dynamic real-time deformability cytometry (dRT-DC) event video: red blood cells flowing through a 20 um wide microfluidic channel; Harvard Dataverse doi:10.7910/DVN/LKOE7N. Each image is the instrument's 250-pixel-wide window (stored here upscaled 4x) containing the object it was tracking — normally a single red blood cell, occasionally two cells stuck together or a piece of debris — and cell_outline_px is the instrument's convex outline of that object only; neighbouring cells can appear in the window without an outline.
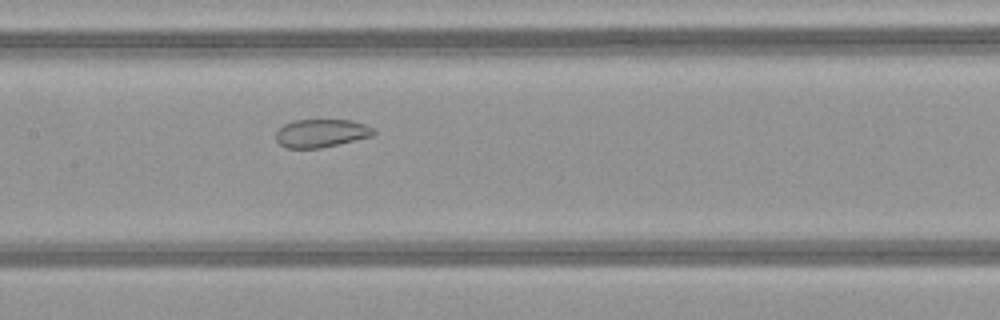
{"species": "common noctule bat (a hibernating species)", "species_latin": "Nyctalus noctula", "temperature_condition": "warm", "stored_images_in_passage": 50, "camera_frame_rate_fps": 3000, "um_per_image_px": 0.085, "animal": {"sex": "female", "body_mass_g": 21.9}, "frame": {"image": 1, "passage_image": 25, "time_ms": 8.0, "image_size_px": [1000, 320], "cell_outline_px": [[376, 132], [372, 136], [320, 148], [284, 148], [276, 140], [276, 132], [284, 124], [296, 120], [352, 120], [364, 124], [372, 128]], "centroid_in_image_um": [27.28, 11.32], "position_along_channel_um": 180.1, "area_um2": 15.9}}
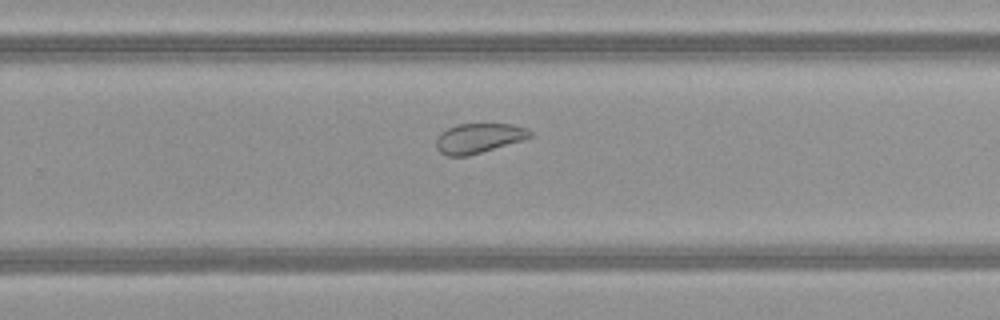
{"frame": {"image": 2, "passage_image": 33, "time_ms": 10.667, "image_size_px": [1000, 320], "cell_outline_px": [[532, 136], [524, 140], [468, 156], [448, 156], [440, 152], [436, 148], [436, 140], [440, 132], [456, 124], [512, 124], [528, 128], [532, 132]], "centroid_in_image_um": [40.7, 11.74], "position_along_channel_um": 289.1, "area_um2": 16.42}}
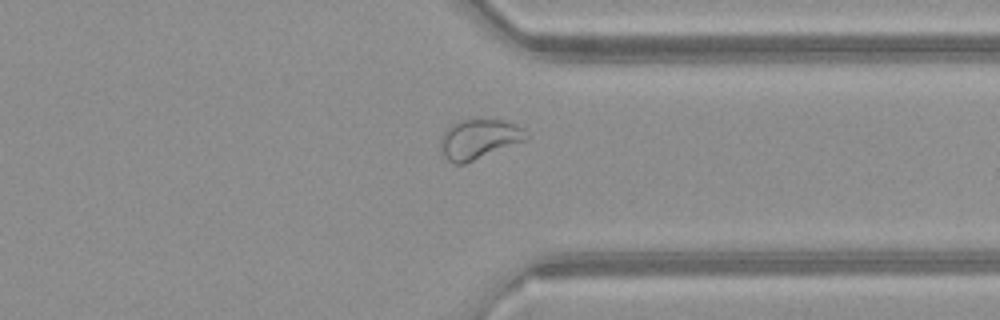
{"frame": {"image": 3, "passage_image": 39, "time_ms": 12.667, "image_size_px": [1000, 320], "cell_outline_px": [[528, 140], [464, 164], [452, 164], [440, 152], [440, 140], [444, 132], [452, 124], [460, 120], [500, 120], [516, 124], [524, 128], [528, 132]], "centroid_in_image_um": [40.73, 11.84], "position_along_channel_um": 370.7, "area_um2": 20.0}, "authors_computed_cell_mechanics": {"area_um2": 23.1489, "velocity_mm_per_s": 4.1052, "shape_relaxation_time_tau1_ms": null, "shape_relaxation_time_tau2_ms": 2.1017, "deformation_change_tau1": null, "deformation_change_tau2": 0.0739}}